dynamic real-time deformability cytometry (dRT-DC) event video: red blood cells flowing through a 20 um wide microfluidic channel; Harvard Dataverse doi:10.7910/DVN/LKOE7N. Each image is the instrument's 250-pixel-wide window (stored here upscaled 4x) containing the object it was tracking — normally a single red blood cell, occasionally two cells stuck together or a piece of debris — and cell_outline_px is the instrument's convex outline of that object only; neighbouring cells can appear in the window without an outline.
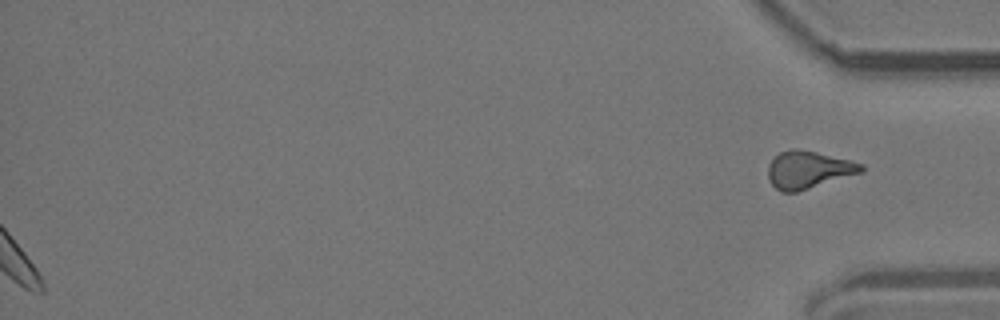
{"species": "common noctule bat (a hibernating species)", "species_latin": "Nyctalus noctula", "temperature_condition": "room temperature", "stored_images_in_passage": 52, "camera_frame_rate_fps": 3000, "um_per_image_px": 0.085, "animal": {"sex": "male", "body_mass_g": 19.2, "forearm_length_mm": 51.8}, "frame": {"image": 1, "passage_image": 52, "time_ms": 17.0, "image_size_px": [1000, 320], "cell_outline_px": [[864, 172], [796, 192], [780, 192], [768, 180], [768, 164], [780, 152], [792, 148], [800, 148], [864, 164]], "centroid_in_image_um": [68.7, 14.43], "position_along_channel_um": 366.5, "area_um2": 20.35}, "authors_computed_cell_mechanics": {"area_um2": 17.6579, "velocity_mm_per_s": 3.7168, "shape_relaxation_time_tau1_ms": null, "shape_relaxation_time_tau2_ms": 1.0765, "deformation_change_tau1": null, "deformation_change_tau2": 0.0797}}